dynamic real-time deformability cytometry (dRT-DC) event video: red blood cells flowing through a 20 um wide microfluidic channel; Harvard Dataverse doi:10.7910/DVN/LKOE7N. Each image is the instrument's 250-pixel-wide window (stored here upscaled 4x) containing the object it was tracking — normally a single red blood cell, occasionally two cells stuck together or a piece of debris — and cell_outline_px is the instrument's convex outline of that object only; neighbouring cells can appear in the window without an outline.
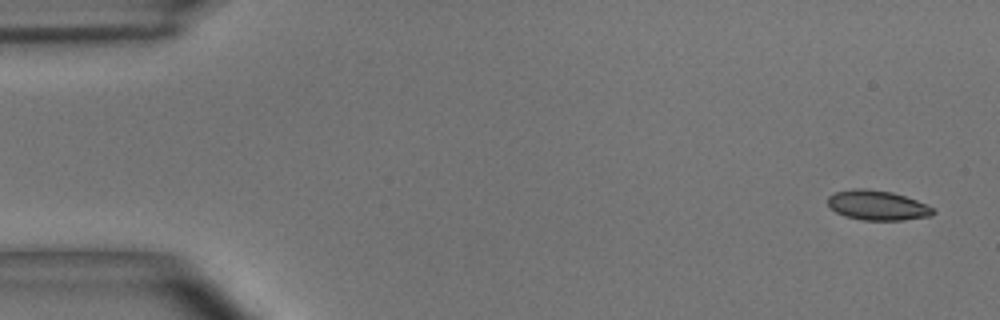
{"species": "common noctule bat (a hibernating species)", "species_latin": "Nyctalus noctula", "temperature_condition": "room temperature", "stored_images_in_passage": 1, "camera_frame_rate_fps": 3000, "um_per_image_px": 0.085, "animal": {"sex": "male", "body_mass_g": 15.6}, "frame": {"image": 1, "passage_image": 1, "time_ms": 0.0, "image_size_px": [1000, 320], "cell_outline_px": [[924, 212], [916, 216], [856, 216], [844, 212], [852, 192], [880, 192], [900, 196], [912, 200], [920, 204], [924, 208]], "centroid_in_image_um": [74.95, 17.44], "position_along_channel_um": 10.0, "area_um2": 11.21}}